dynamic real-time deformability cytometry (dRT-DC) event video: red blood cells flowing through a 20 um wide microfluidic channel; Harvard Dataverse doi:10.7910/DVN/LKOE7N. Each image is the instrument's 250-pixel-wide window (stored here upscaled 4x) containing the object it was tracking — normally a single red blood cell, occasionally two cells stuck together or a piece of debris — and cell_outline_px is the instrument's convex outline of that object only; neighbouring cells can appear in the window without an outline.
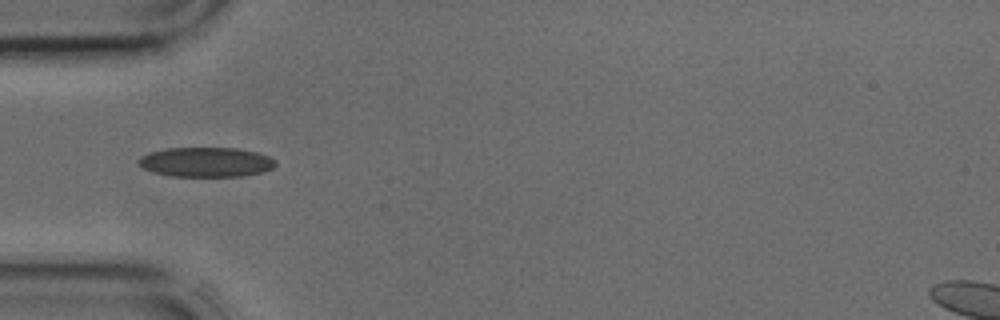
{"species": "common noctule bat (a hibernating species)", "species_latin": "Nyctalus noctula", "temperature_condition": "cold", "stored_images_in_passage": 4, "camera_frame_rate_fps": 3000, "um_per_image_px": 0.085, "animal": {"sex": "male", "body_mass_g": 17.9, "forearm_length_mm": 54.2}, "frame": {"image": 1, "passage_image": 3, "time_ms": 0.667, "image_size_px": [1000, 320], "cell_outline_px": [[276, 164], [272, 168], [264, 172], [244, 176], [172, 176], [152, 172], [144, 168], [136, 160], [140, 156], [152, 152], [168, 148], [236, 148], [256, 152], [268, 156], [276, 160]], "centroid_in_image_um": [17.53, 13.78], "position_along_channel_um": 67.5, "area_um2": 23.64}}